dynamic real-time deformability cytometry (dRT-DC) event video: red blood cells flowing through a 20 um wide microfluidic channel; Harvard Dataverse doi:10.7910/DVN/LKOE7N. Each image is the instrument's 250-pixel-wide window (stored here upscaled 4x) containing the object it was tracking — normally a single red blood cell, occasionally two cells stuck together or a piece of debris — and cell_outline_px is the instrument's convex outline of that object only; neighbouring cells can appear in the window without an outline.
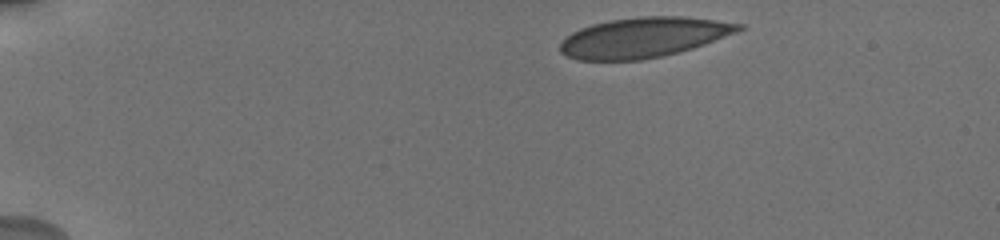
{"species": "human", "species_latin": "Homo sapiens", "temperature_condition": "cold", "stored_images_in_passage": 11, "camera_frame_rate_fps": 3000, "um_per_image_px": 0.085, "donor": {"sex": "male"}, "frame": {"image": 1, "passage_image": 1, "time_ms": 0.0, "image_size_px": [1000, 240], "cell_outline_px": [[744, 28], [736, 32], [704, 44], [692, 48], [660, 56], [640, 60], [576, 60], [560, 52], [560, 44], [572, 32], [580, 28], [592, 24], [612, 20], [640, 16], [684, 16], [716, 20], [744, 24]], "centroid_in_image_um": [54.7, 3.17], "position_along_channel_um": 30.3, "area_um2": 41.33}}
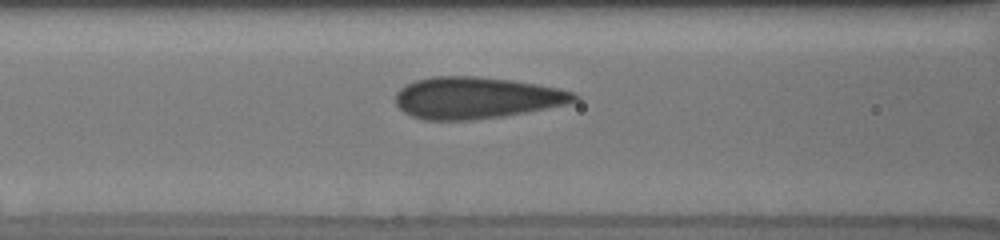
{"frame": {"image": 2, "passage_image": 9, "time_ms": 5.0, "image_size_px": [1000, 240], "cell_outline_px": [[580, 96], [576, 100], [568, 104], [524, 112], [500, 116], [468, 120], [424, 120], [412, 116], [404, 112], [396, 104], [396, 92], [404, 84], [416, 80], [432, 76], [476, 76], [512, 80], [536, 84], [556, 88], [572, 92]], "centroid_in_image_um": [40.44, 8.3], "position_along_channel_um": 126.2, "area_um2": 43.18}}
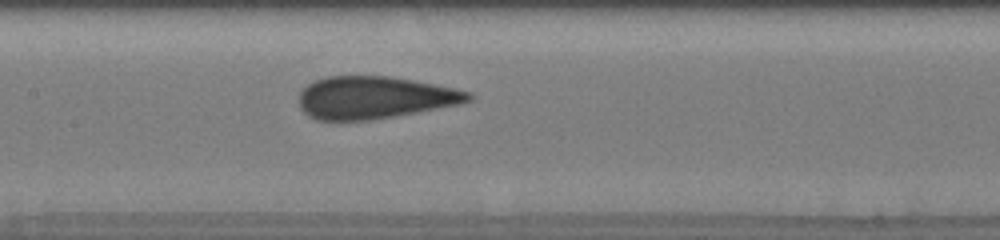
{"frame": {"image": 3, "passage_image": 11, "time_ms": 6.333, "image_size_px": [1000, 240], "cell_outline_px": [[476, 96], [472, 100], [460, 104], [372, 120], [316, 120], [308, 116], [300, 108], [296, 100], [300, 92], [308, 84], [324, 76], [388, 76], [412, 80], [456, 88], [472, 92]], "centroid_in_image_um": [31.82, 8.29], "position_along_channel_um": 175.6, "area_um2": 42.14}}